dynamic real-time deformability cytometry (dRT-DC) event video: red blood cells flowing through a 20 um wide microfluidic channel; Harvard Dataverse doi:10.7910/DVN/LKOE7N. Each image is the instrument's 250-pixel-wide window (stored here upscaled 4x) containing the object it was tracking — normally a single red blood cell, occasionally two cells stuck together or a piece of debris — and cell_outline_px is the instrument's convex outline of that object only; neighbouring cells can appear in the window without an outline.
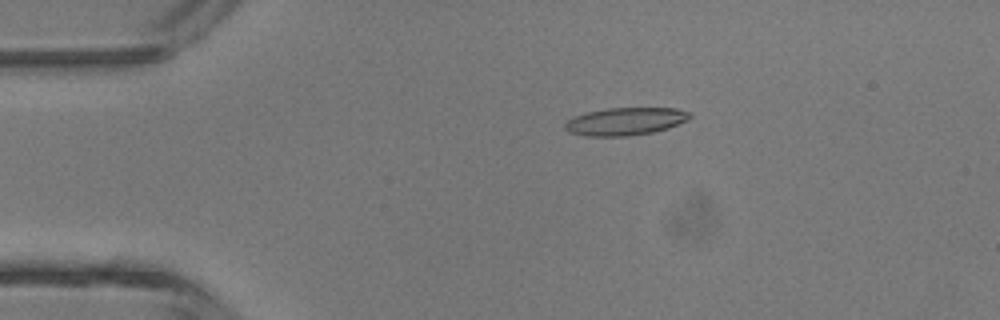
{"species": "common noctule bat (a hibernating species)", "species_latin": "Nyctalus noctula", "temperature_condition": "room temperature", "stored_images_in_passage": 3, "camera_frame_rate_fps": 3000, "um_per_image_px": 0.085, "animal": {"sex": "male", "body_mass_g": 13.3}, "frame": {"image": 1, "passage_image": 2, "time_ms": 1.333, "image_size_px": [1000, 320], "cell_outline_px": [[692, 116], [688, 120], [668, 128], [652, 132], [628, 136], [584, 136], [568, 132], [564, 128], [564, 124], [572, 116], [588, 112], [608, 108], [676, 108], [692, 112]], "centroid_in_image_um": [53.15, 10.31], "position_along_channel_um": 31.8, "area_um2": 20.29}}